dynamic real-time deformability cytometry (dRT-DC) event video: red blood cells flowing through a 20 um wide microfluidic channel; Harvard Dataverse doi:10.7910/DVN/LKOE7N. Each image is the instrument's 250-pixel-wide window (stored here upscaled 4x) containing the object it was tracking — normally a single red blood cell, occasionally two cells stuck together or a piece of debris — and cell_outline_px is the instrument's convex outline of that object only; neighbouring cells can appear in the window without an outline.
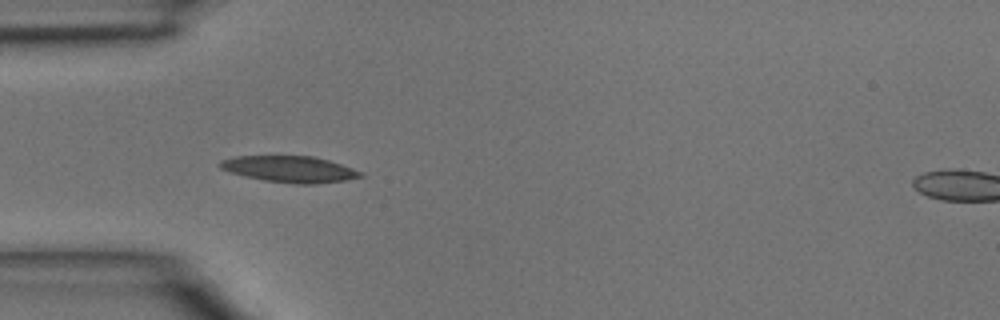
{"species": "common noctule bat (a hibernating species)", "species_latin": "Nyctalus noctula", "temperature_condition": "room temperature", "stored_images_in_passage": 32, "camera_frame_rate_fps": 3000, "um_per_image_px": 0.085, "animal": {"sex": "male", "body_mass_g": 15.6}, "frame": {"image": 1, "passage_image": 1, "time_ms": 0.0, "image_size_px": [1000, 320], "cell_outline_px": [[364, 176], [344, 180], [316, 184], [292, 184], [264, 180], [232, 172], [220, 168], [220, 160], [236, 156], [312, 156], [328, 160], [364, 172]], "centroid_in_image_um": [24.66, 14.38], "position_along_channel_um": 60.3, "area_um2": 21.33}}
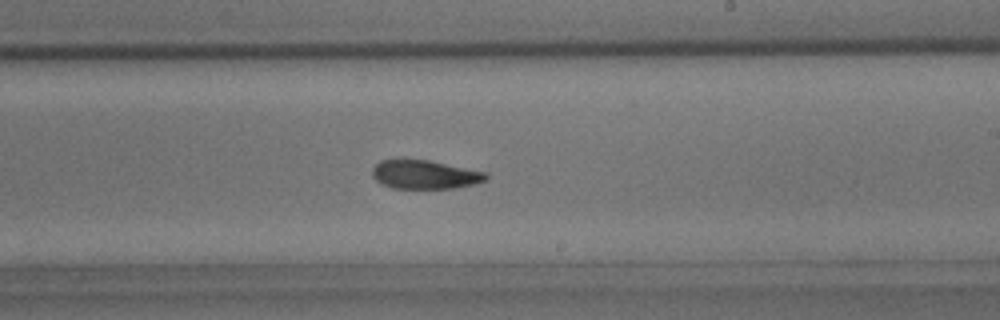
{"frame": {"image": 2, "passage_image": 14, "time_ms": 4.333, "image_size_px": [1000, 320], "cell_outline_px": [[488, 180], [476, 184], [456, 188], [392, 188], [376, 180], [372, 176], [372, 168], [380, 160], [428, 160], [488, 172]], "centroid_in_image_um": [36.17, 14.84], "position_along_channel_um": 252.8, "area_um2": 19.07}}
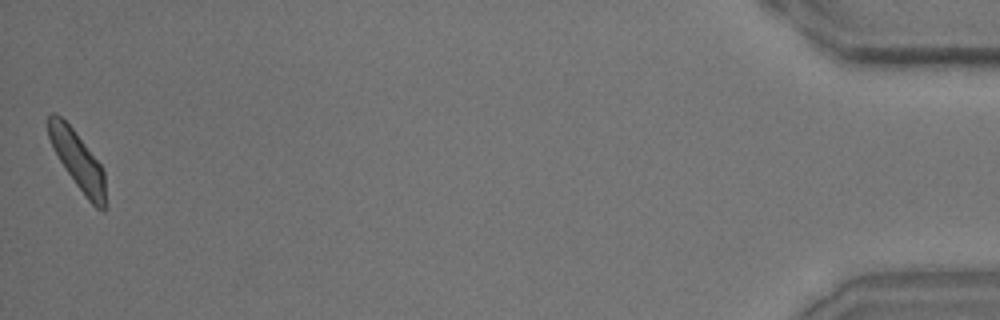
{"frame": {"image": 3, "passage_image": 32, "time_ms": 10.333, "image_size_px": [1000, 320], "cell_outline_px": [[104, 212], [96, 208], [88, 200], [64, 168], [48, 136], [48, 116], [52, 112], [56, 112], [72, 128], [100, 164], [104, 172]], "centroid_in_image_um": [6.58, 13.62], "position_along_channel_um": 428.6, "area_um2": 18.61}}